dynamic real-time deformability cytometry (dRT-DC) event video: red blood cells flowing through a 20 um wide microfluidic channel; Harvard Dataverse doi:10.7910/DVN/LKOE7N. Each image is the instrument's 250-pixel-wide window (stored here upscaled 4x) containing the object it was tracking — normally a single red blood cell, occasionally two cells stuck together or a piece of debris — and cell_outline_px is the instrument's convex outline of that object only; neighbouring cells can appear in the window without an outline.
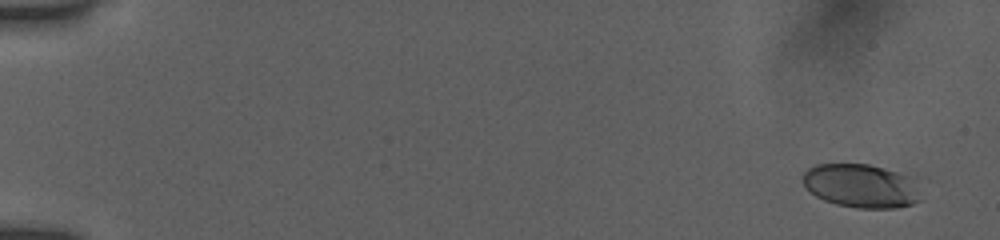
{"species": "human", "species_latin": "Homo sapiens", "temperature_condition": "room temperature", "stored_images_in_passage": 52, "camera_frame_rate_fps": 3000, "um_per_image_px": 0.085, "donor": {"sex": "female"}, "frame": {"image": 1, "passage_image": 1, "time_ms": 0.0, "image_size_px": [1000, 240], "cell_outline_px": [[920, 200], [912, 204], [896, 208], [856, 208], [836, 204], [824, 200], [816, 196], [804, 184], [804, 172], [808, 168], [816, 164], [868, 164], [884, 168], [908, 176]], "centroid_in_image_um": [73.13, 15.8], "position_along_channel_um": 11.9, "area_um2": 29.36}}
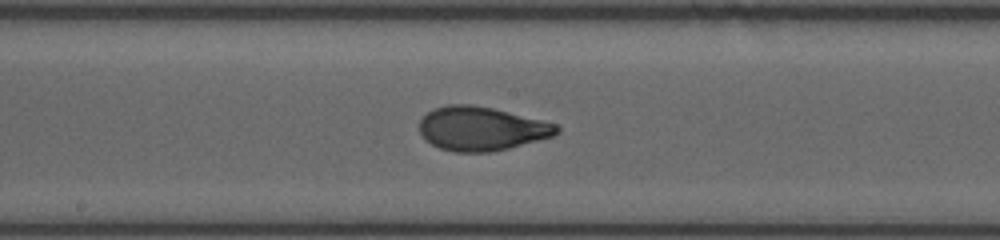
{"frame": {"image": 2, "passage_image": 29, "time_ms": 9.333, "image_size_px": [1000, 240], "cell_outline_px": [[560, 132], [552, 136], [508, 148], [492, 152], [456, 152], [440, 148], [424, 140], [420, 132], [420, 120], [432, 108], [448, 104], [472, 104], [492, 108], [556, 124], [560, 128]], "centroid_in_image_um": [40.88, 10.93], "position_along_channel_um": 207.3, "area_um2": 34.91}}
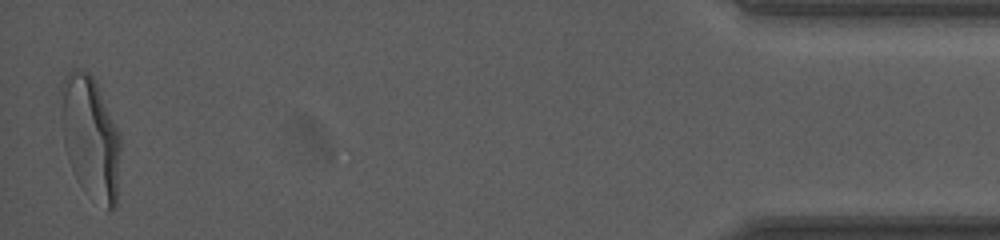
{"frame": {"image": 3, "passage_image": 52, "time_ms": 17.0, "image_size_px": [1000, 240], "cell_outline_px": [[120, 152], [116, 208], [108, 212], [76, 180], [68, 160], [64, 144], [60, 88], [60, 84], [64, 76], [72, 68], [88, 72], [92, 76], [120, 132]], "centroid_in_image_um": [7.69, 11.69], "position_along_channel_um": 427.5, "area_um2": 42.48}, "authors_computed_cell_mechanics": {"area_um2": 34.2465, "velocity_mm_per_s": 3.8929, "shape_relaxation_time_tau1_ms": 3.8445, "shape_relaxation_time_tau2_ms": null, "deformation_change_tau1": 0.1845, "deformation_change_tau2": null}}